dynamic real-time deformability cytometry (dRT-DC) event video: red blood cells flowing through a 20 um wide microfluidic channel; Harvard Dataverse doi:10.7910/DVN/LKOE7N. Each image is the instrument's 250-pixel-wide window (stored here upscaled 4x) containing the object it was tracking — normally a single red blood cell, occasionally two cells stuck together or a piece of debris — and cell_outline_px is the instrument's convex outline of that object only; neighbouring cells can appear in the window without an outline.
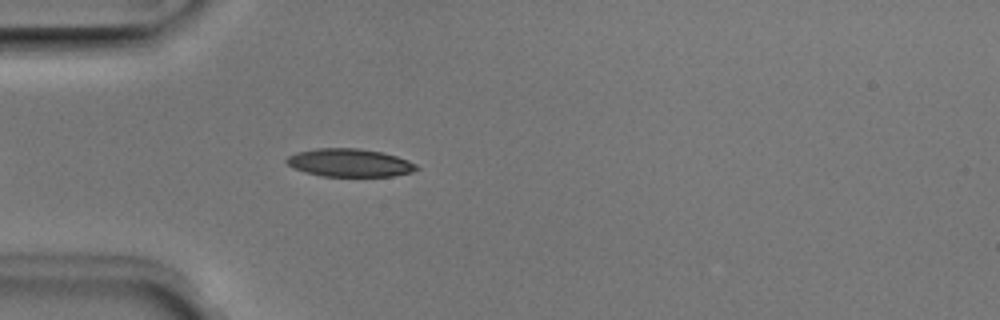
{"species": "Egyptian fruit bat (a non-hibernating species)", "species_latin": "Rousettus aegyptiacus", "temperature_condition": "room temperature", "stored_images_in_passage": 35, "camera_frame_rate_fps": 3000, "um_per_image_px": 0.085, "animal": {"sex": "male"}, "frame": {"image": 1, "passage_image": 6, "time_ms": 1.667, "image_size_px": [1000, 320], "cell_outline_px": [[420, 168], [412, 172], [392, 176], [324, 176], [304, 172], [288, 164], [284, 160], [288, 156], [296, 152], [316, 148], [360, 148], [380, 152], [396, 156], [408, 160], [416, 164]], "centroid_in_image_um": [29.72, 13.83], "position_along_channel_um": 55.3, "area_um2": 21.15}}
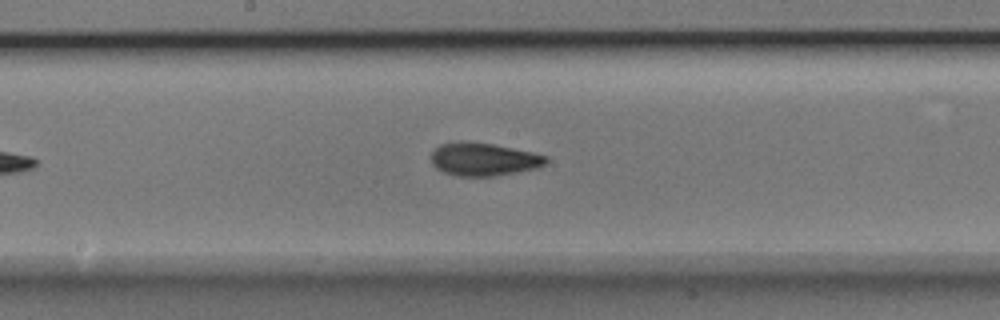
{"frame": {"image": 2, "passage_image": 18, "time_ms": 5.667, "image_size_px": [1000, 320], "cell_outline_px": [[548, 160], [544, 164], [536, 168], [492, 176], [456, 176], [444, 172], [436, 168], [432, 164], [432, 152], [440, 144], [460, 140], [468, 140], [492, 144], [532, 152], [548, 156]], "centroid_in_image_um": [41.07, 13.52], "position_along_channel_um": 207.1, "area_um2": 22.08}}
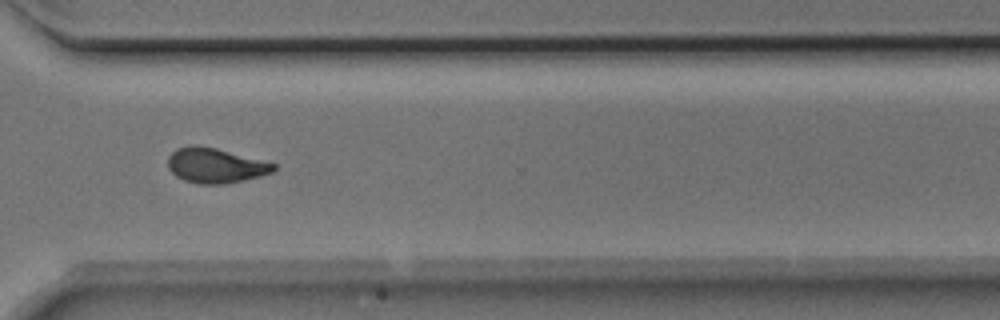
{"frame": {"image": 3, "passage_image": 29, "time_ms": 9.333, "image_size_px": [1000, 320], "cell_outline_px": [[276, 168], [272, 172], [260, 176], [244, 180], [224, 184], [200, 184], [184, 180], [176, 176], [168, 168], [168, 156], [176, 148], [188, 144], [196, 144], [216, 148], [276, 164]], "centroid_in_image_um": [18.27, 14.05], "position_along_channel_um": 352.3, "area_um2": 21.56}, "authors_computed_cell_mechanics": {"area_um2": 21.2126, "velocity_mm_per_s": 3.9666, "shape_relaxation_time_tau1_ms": 5.4735, "shape_relaxation_time_tau2_ms": 2.8281, "deformation_change_tau1": 0.1672, "deformation_change_tau2": 0.092}}